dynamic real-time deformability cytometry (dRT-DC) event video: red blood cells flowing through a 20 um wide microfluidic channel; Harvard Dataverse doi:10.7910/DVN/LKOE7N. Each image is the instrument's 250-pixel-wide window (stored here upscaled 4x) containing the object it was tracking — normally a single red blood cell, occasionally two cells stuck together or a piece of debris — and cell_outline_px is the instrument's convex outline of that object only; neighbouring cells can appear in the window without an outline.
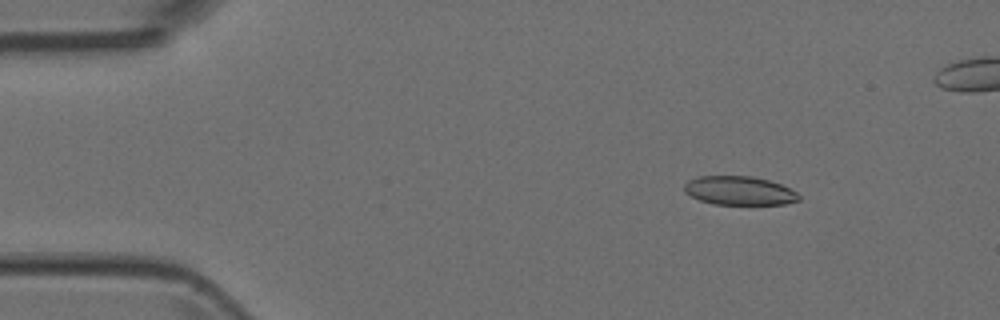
{"species": "Egyptian fruit bat (a non-hibernating species)", "species_latin": "Rousettus aegyptiacus", "temperature_condition": "room temperature", "stored_images_in_passage": 5, "camera_frame_rate_fps": 3000, "um_per_image_px": 0.085, "animal": {"sex": "female"}, "frame": {"image": 1, "passage_image": 2, "time_ms": 0.333, "image_size_px": [1000, 320], "cell_outline_px": [[800, 200], [784, 204], [712, 204], [700, 200], [684, 192], [684, 184], [688, 180], [696, 176], [752, 176], [768, 180], [780, 184], [796, 192], [800, 196]], "centroid_in_image_um": [62.81, 16.2], "position_along_channel_um": 22.2, "area_um2": 19.19}}